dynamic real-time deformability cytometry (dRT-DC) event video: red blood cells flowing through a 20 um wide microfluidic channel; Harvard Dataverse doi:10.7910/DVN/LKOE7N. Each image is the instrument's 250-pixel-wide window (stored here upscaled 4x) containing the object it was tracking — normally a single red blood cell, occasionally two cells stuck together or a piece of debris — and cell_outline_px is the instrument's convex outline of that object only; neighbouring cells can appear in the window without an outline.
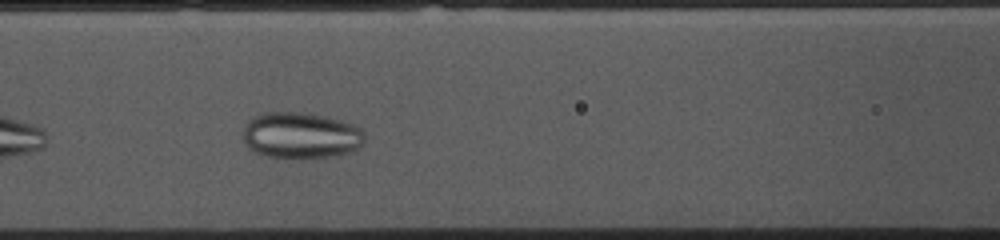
{"species": "common noctule bat (a hibernating species)", "species_latin": "Nyctalus noctula", "temperature_condition": "cold", "stored_images_in_passage": 32, "camera_frame_rate_fps": 3000, "um_per_image_px": 0.085, "animal": {"sex": "female", "body_mass_g": 10.0, "forearm_length_mm": 53.1}, "frame": {"image": 1, "passage_image": 9, "time_ms": 2.667, "image_size_px": [1000, 240], "cell_outline_px": [[364, 140], [352, 152], [328, 156], [292, 160], [268, 156], [256, 152], [248, 148], [244, 144], [244, 128], [248, 120], [264, 112], [300, 112], [324, 116], [356, 124], [364, 132]], "centroid_in_image_um": [25.56, 11.52], "position_along_channel_um": 141.0, "area_um2": 33.06}}
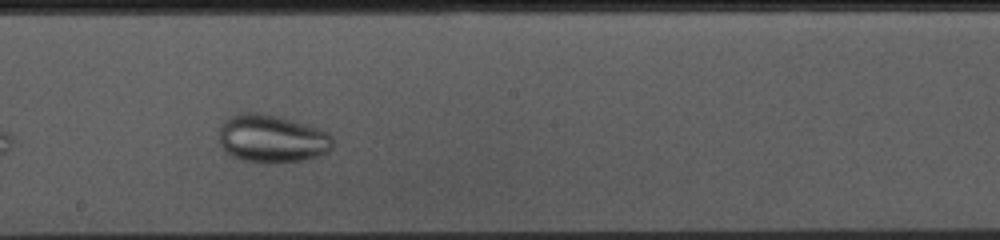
{"frame": {"image": 2, "passage_image": 16, "time_ms": 5.0, "image_size_px": [1000, 240], "cell_outline_px": [[332, 148], [328, 152], [316, 156], [300, 160], [244, 160], [232, 156], [224, 152], [220, 144], [220, 128], [224, 120], [228, 116], [236, 112], [260, 112], [276, 116], [320, 128], [328, 132], [332, 136]], "centroid_in_image_um": [23.08, 11.73], "position_along_channel_um": 225.1, "area_um2": 31.21}}
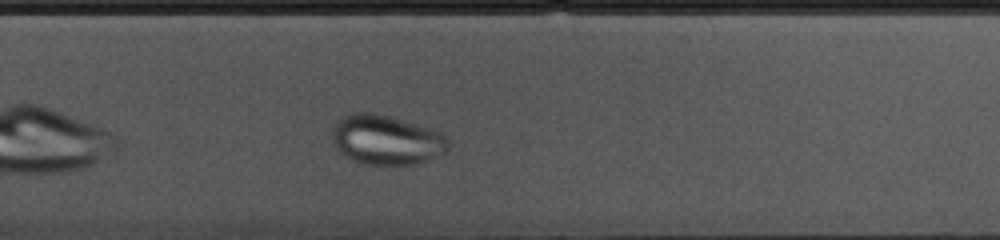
{"frame": {"image": 3, "passage_image": 22, "time_ms": 7.0, "image_size_px": [1000, 240], "cell_outline_px": [[448, 148], [440, 156], [416, 164], [368, 164], [352, 160], [336, 148], [332, 144], [332, 128], [336, 120], [344, 116], [356, 112], [372, 112], [388, 116], [444, 132], [448, 140]], "centroid_in_image_um": [32.84, 11.88], "position_along_channel_um": 297.0, "area_um2": 33.64}}